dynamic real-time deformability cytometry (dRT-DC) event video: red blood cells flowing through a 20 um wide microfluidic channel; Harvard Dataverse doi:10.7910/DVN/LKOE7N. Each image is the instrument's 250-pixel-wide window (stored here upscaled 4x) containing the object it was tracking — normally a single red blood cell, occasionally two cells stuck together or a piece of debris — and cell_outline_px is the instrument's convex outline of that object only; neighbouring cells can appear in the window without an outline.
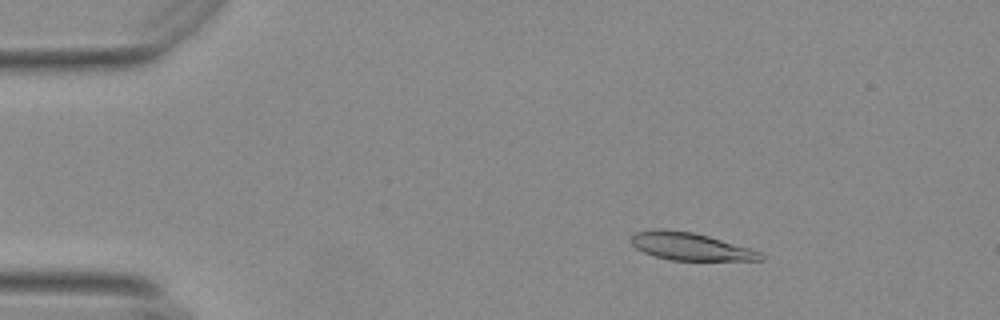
{"species": "Egyptian fruit bat (a non-hibernating species)", "species_latin": "Rousettus aegyptiacus", "temperature_condition": "warm", "stored_images_in_passage": 28, "camera_frame_rate_fps": 3000, "um_per_image_px": 0.085, "animal": {"sex": "female"}, "frame": {"image": 1, "passage_image": 9, "time_ms": 2.667, "image_size_px": [1000, 320], "cell_outline_px": [[764, 260], [672, 260], [656, 256], [644, 252], [636, 248], [632, 244], [632, 236], [636, 232], [656, 228], [664, 228], [692, 232], [708, 236], [748, 248], [760, 252], [764, 256]], "centroid_in_image_um": [58.65, 20.94], "position_along_channel_um": 26.3, "area_um2": 20.52}}
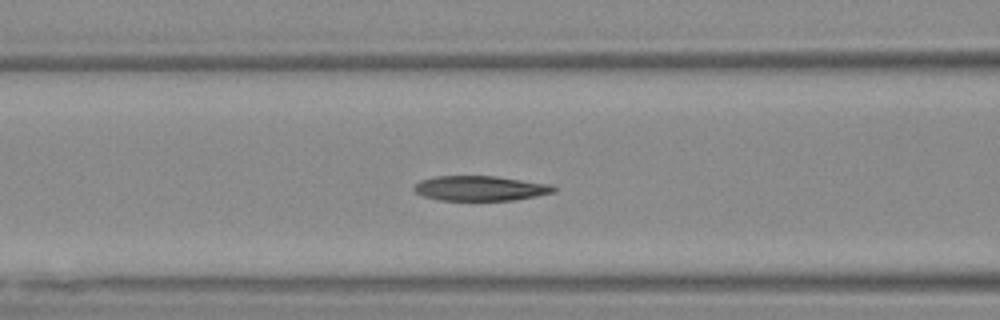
{"frame": {"image": 2, "passage_image": 23, "time_ms": 7.333, "image_size_px": [1000, 320], "cell_outline_px": [[556, 192], [516, 200], [440, 200], [424, 196], [416, 192], [412, 188], [420, 180], [436, 176], [496, 176], [548, 184], [556, 188]], "centroid_in_image_um": [40.82, 16.0], "position_along_channel_um": 125.8, "area_um2": 20.17}}
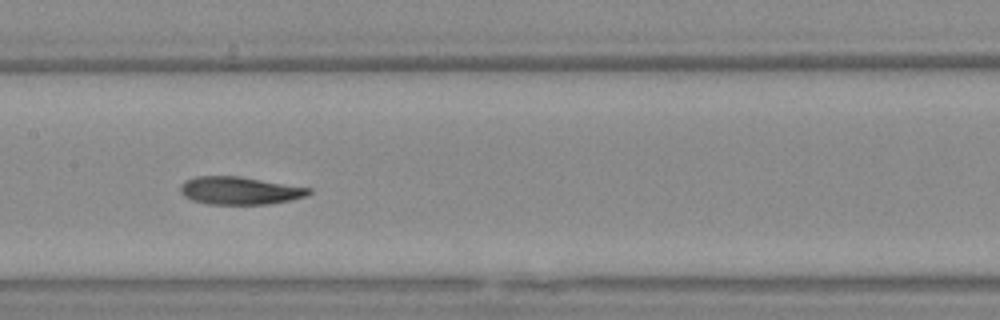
{"frame": {"image": 3, "passage_image": 28, "time_ms": 9.0, "image_size_px": [1000, 320], "cell_outline_px": [[312, 192], [304, 196], [292, 200], [268, 204], [208, 204], [192, 200], [184, 196], [180, 192], [180, 184], [184, 180], [196, 176], [240, 176], [312, 188]], "centroid_in_image_um": [20.36, 16.19], "position_along_channel_um": 187.0, "area_um2": 20.92}}